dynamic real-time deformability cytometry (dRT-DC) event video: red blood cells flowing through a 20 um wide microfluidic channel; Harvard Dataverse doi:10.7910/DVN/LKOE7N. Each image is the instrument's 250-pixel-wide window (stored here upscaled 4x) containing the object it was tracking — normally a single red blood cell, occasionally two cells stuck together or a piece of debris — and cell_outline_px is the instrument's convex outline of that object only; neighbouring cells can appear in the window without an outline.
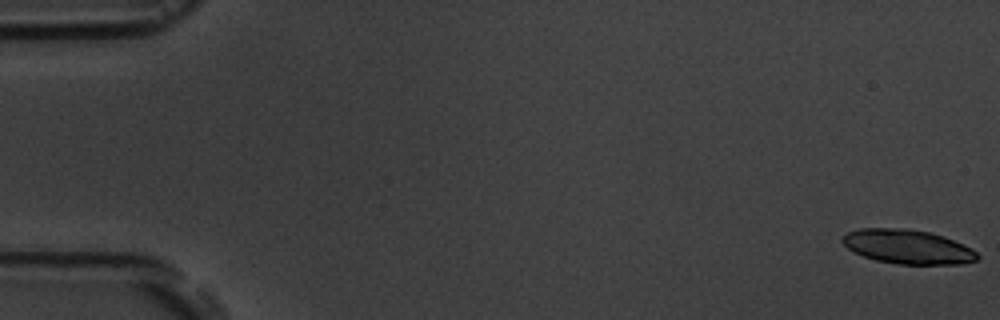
{"species": "common noctule bat (a hibernating species)", "species_latin": "Nyctalus noctula", "temperature_condition": "room temperature", "stored_images_in_passage": 5, "camera_frame_rate_fps": 3000, "um_per_image_px": 0.085, "animal": {"sex": "male", "body_mass_g": 19.5, "forearm_length_mm": 54.6}, "frame": {"image": 1, "passage_image": 1, "time_ms": 0.0, "image_size_px": [1000, 320], "cell_outline_px": [[980, 256], [976, 260], [960, 264], [900, 264], [876, 260], [852, 252], [840, 240], [840, 236], [848, 232], [860, 228], [908, 228], [932, 232], [944, 236], [972, 248]], "centroid_in_image_um": [77.13, 20.96], "position_along_channel_um": 7.9, "area_um2": 27.11}}